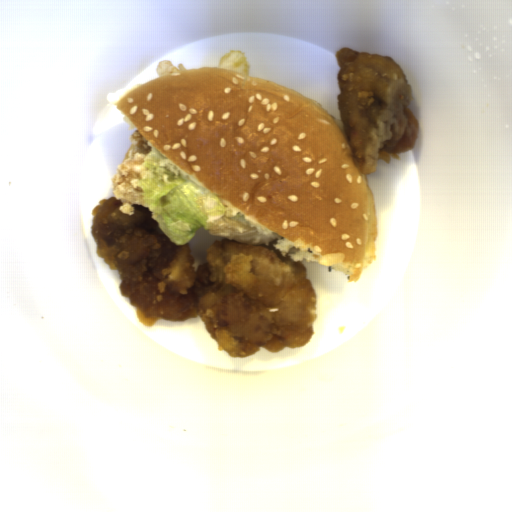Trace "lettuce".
Returning a JSON list of instances; mask_svg holds the SVG:
<instances>
[{
    "label": "lettuce",
    "mask_w": 512,
    "mask_h": 512,
    "mask_svg": "<svg viewBox=\"0 0 512 512\" xmlns=\"http://www.w3.org/2000/svg\"><path fill=\"white\" fill-rule=\"evenodd\" d=\"M137 185L143 193L141 206L149 208L150 216L177 246L189 244L201 229L221 239L243 244L274 245L247 223L242 214H227L221 200L197 183L157 148L144 156Z\"/></svg>",
    "instance_id": "9fb2a089"
},
{
    "label": "lettuce",
    "mask_w": 512,
    "mask_h": 512,
    "mask_svg": "<svg viewBox=\"0 0 512 512\" xmlns=\"http://www.w3.org/2000/svg\"><path fill=\"white\" fill-rule=\"evenodd\" d=\"M217 69H225L249 77L250 67L246 54L242 50H231L223 56Z\"/></svg>",
    "instance_id": "494a5c6d"
}]
</instances>
